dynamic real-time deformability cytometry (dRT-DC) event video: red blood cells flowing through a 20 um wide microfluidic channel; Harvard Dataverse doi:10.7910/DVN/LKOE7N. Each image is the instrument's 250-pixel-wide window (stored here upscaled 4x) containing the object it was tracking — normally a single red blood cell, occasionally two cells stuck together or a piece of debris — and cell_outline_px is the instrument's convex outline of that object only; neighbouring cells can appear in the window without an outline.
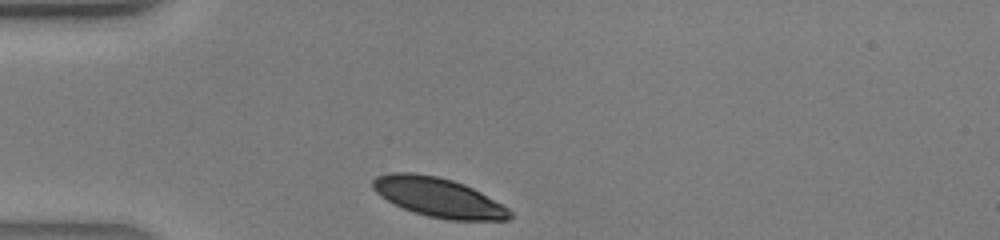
{"species": "human", "species_latin": "Homo sapiens", "temperature_condition": "warm", "stored_images_in_passage": 24, "camera_frame_rate_fps": 3000, "um_per_image_px": 0.085, "donor": {"sex": "male"}, "frame": {"image": 1, "passage_image": 1, "time_ms": 0.0, "image_size_px": [1000, 240], "cell_outline_px": [[512, 216], [508, 220], [448, 220], [428, 216], [404, 208], [380, 196], [372, 188], [372, 180], [376, 176], [388, 172], [412, 172], [436, 176], [452, 180], [464, 184], [504, 204], [512, 212]], "centroid_in_image_um": [37.28, 16.77], "position_along_channel_um": 47.7, "area_um2": 31.39}}
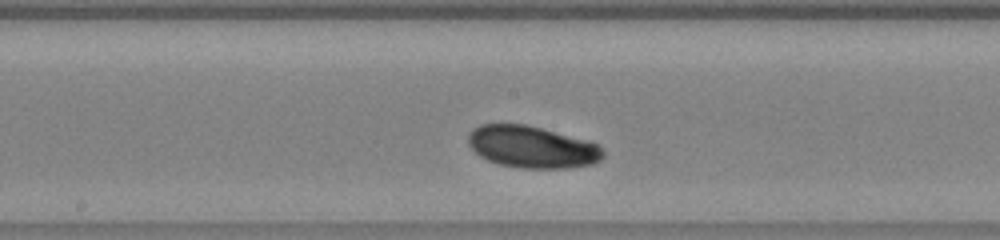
{"frame": {"image": 2, "passage_image": 12, "time_ms": 3.667, "image_size_px": [1000, 240], "cell_outline_px": [[604, 156], [600, 160], [592, 164], [568, 168], [520, 168], [500, 164], [488, 160], [480, 156], [468, 144], [468, 136], [472, 128], [480, 124], [524, 124], [592, 140], [604, 152]], "centroid_in_image_um": [45.24, 12.48], "position_along_channel_um": 203.0, "area_um2": 33.12}}
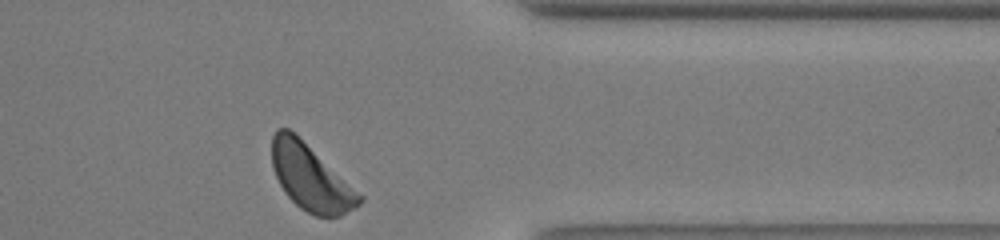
{"frame": {"image": 3, "passage_image": 24, "time_ms": 7.667, "image_size_px": [1000, 240], "cell_outline_px": [[364, 200], [356, 208], [340, 216], [316, 216], [300, 208], [284, 192], [272, 168], [272, 136], [276, 128], [288, 128], [364, 196]], "centroid_in_image_um": [26.41, 15.12], "position_along_channel_um": 385.0, "area_um2": 33.12}}